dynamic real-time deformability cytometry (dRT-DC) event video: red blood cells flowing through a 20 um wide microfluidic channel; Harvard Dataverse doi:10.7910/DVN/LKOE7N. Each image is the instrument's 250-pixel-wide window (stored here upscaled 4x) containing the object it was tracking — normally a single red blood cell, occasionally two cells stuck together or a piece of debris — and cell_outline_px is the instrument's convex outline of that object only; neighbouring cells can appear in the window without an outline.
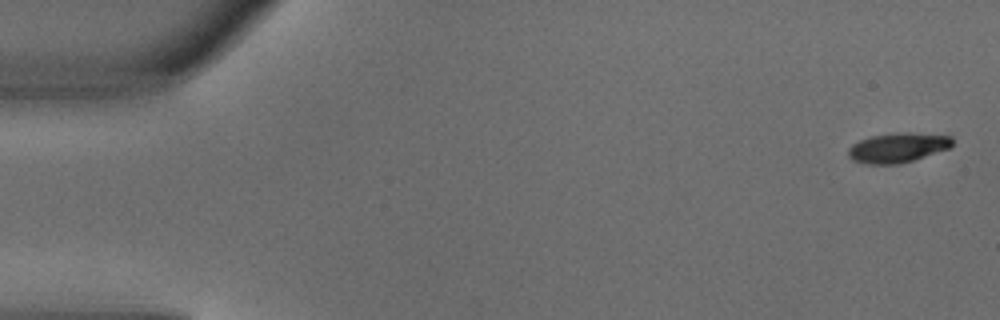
{"species": "common noctule bat (a hibernating species)", "species_latin": "Nyctalus noctula", "temperature_condition": "warm", "stored_images_in_passage": 5, "camera_frame_rate_fps": 3000, "um_per_image_px": 0.085, "animal": {"sex": "male", "body_mass_g": 18.8}, "frame": {"image": 1, "passage_image": 1, "time_ms": 0.0, "image_size_px": [1000, 320], "cell_outline_px": [[952, 144], [948, 148], [912, 160], [896, 164], [868, 164], [852, 160], [848, 156], [848, 148], [852, 144], [860, 140], [872, 136], [904, 132], [912, 132], [952, 136]], "centroid_in_image_um": [76.28, 12.54], "position_along_channel_um": 8.7, "area_um2": 17.74}}
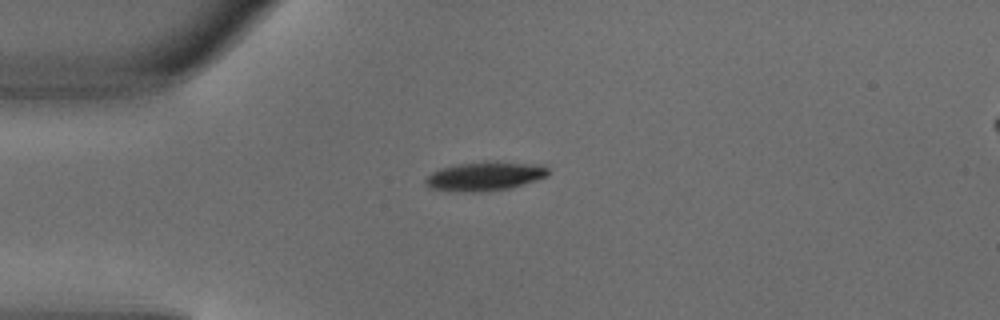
{"frame": {"image": 2, "passage_image": 4, "time_ms": 1.0, "image_size_px": [1000, 320], "cell_outline_px": [[548, 176], [512, 188], [484, 192], [448, 192], [428, 188], [424, 184], [424, 180], [432, 172], [440, 168], [456, 164], [484, 160], [496, 160], [544, 164], [548, 168]], "centroid_in_image_um": [41.21, 14.97], "position_along_channel_um": 43.8, "area_um2": 21.73}}